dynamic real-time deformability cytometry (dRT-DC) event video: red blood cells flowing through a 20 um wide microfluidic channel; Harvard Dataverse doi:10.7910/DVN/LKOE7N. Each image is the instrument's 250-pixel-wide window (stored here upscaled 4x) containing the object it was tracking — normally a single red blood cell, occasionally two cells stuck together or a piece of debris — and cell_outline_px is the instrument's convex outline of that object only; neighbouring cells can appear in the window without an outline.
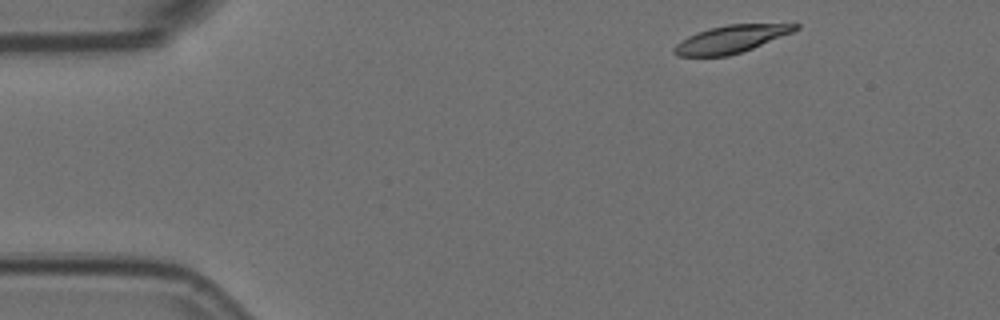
{"species": "Egyptian fruit bat (a non-hibernating species)", "species_latin": "Rousettus aegyptiacus", "temperature_condition": "room temperature", "stored_images_in_passage": 5, "camera_frame_rate_fps": 3000, "um_per_image_px": 0.085, "animal": {"sex": "female"}, "frame": {"image": 1, "passage_image": 1, "time_ms": 0.0, "image_size_px": [1000, 320], "cell_outline_px": [[800, 28], [792, 32], [752, 48], [728, 56], [680, 56], [672, 52], [672, 48], [676, 44], [688, 36], [696, 32], [708, 28], [728, 24], [800, 24]], "centroid_in_image_um": [62.09, 3.32], "position_along_channel_um": 22.9, "area_um2": 19.25}}
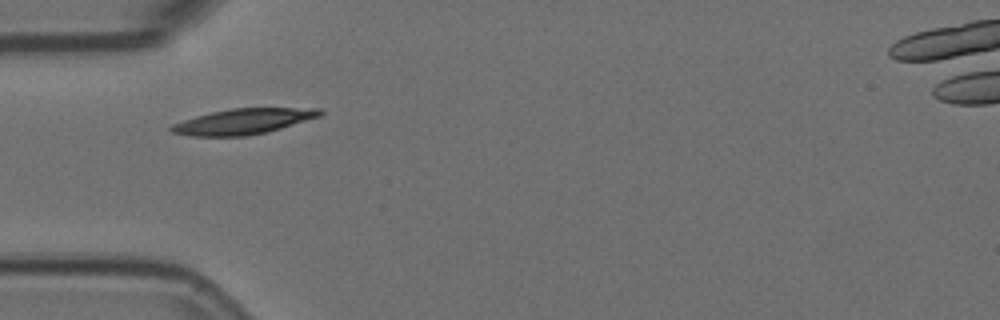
{"frame": {"image": 2, "passage_image": 4, "time_ms": 1.0, "image_size_px": [1000, 320], "cell_outline_px": [[324, 112], [320, 116], [280, 128], [264, 132], [244, 136], [192, 136], [172, 132], [168, 128], [172, 124], [196, 116], [212, 112], [232, 108], [324, 108]], "centroid_in_image_um": [20.68, 10.31], "position_along_channel_um": 64.3, "area_um2": 21.85}}
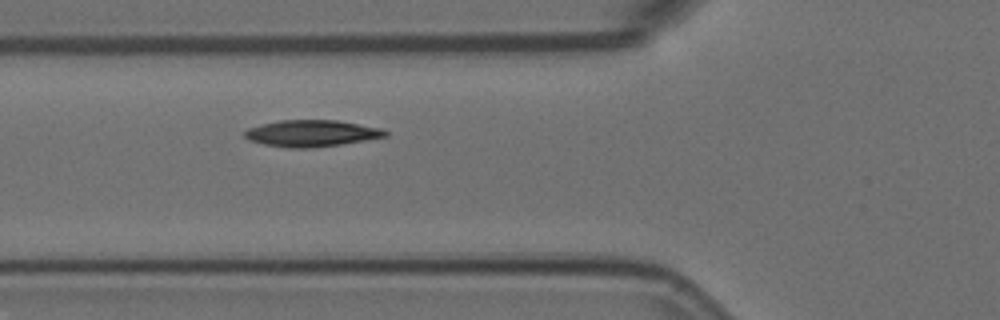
{"frame": {"image": 3, "passage_image": 5, "time_ms": 1.333, "image_size_px": [1000, 320], "cell_outline_px": [[388, 136], [340, 144], [308, 148], [288, 148], [264, 144], [248, 140], [244, 136], [244, 132], [248, 128], [280, 120], [336, 120], [380, 128], [388, 132]], "centroid_in_image_um": [26.46, 11.33], "position_along_channel_um": 99.3, "area_um2": 21.5}}